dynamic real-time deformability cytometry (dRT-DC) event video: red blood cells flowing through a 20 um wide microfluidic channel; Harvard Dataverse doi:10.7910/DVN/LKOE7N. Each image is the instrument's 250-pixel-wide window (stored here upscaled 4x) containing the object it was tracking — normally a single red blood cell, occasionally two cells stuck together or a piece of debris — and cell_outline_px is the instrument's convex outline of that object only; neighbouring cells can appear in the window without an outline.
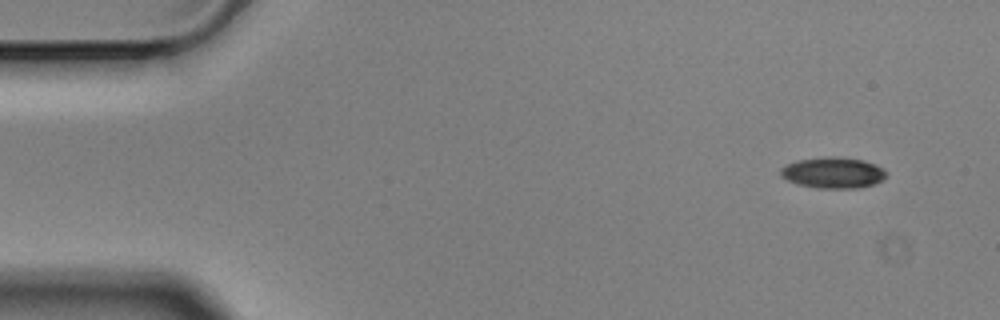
{"species": "Egyptian fruit bat (a non-hibernating species)", "species_latin": "Rousettus aegyptiacus", "temperature_condition": "cold", "stored_images_in_passage": 9, "camera_frame_rate_fps": 3000, "um_per_image_px": 0.085, "animal": {"sex": "male"}, "frame": {"image": 1, "passage_image": 1, "time_ms": 0.0, "image_size_px": [1000, 320], "cell_outline_px": [[888, 172], [884, 180], [860, 188], [816, 188], [796, 184], [780, 176], [780, 168], [796, 160], [828, 156], [836, 156], [864, 160], [876, 164], [884, 168]], "centroid_in_image_um": [70.83, 14.67], "position_along_channel_um": 14.2, "area_um2": 19.42}}
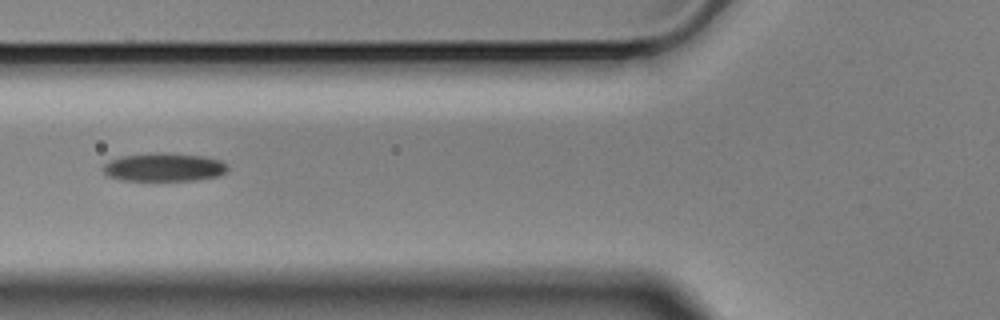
{"frame": {"image": 2, "passage_image": 6, "time_ms": 1.667, "image_size_px": [1000, 320], "cell_outline_px": [[228, 168], [220, 176], [196, 180], [120, 180], [108, 176], [104, 172], [104, 164], [120, 156], [156, 152], [200, 156], [220, 160], [228, 164]], "centroid_in_image_um": [13.95, 14.22], "position_along_channel_um": 111.9, "area_um2": 20.4}}
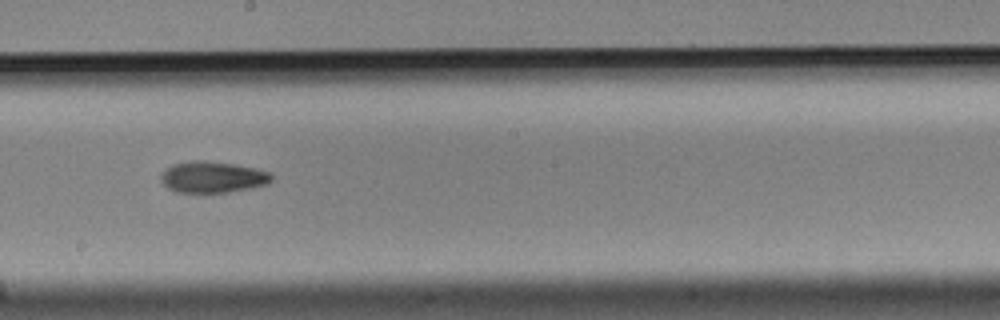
{"frame": {"image": 3, "passage_image": 9, "time_ms": 2.667, "image_size_px": [1000, 320], "cell_outline_px": [[272, 180], [268, 184], [252, 188], [228, 192], [176, 192], [168, 188], [160, 180], [160, 176], [164, 168], [172, 164], [192, 160], [204, 160], [232, 164], [256, 168], [268, 172], [272, 176]], "centroid_in_image_um": [18.04, 15.04], "position_along_channel_um": 230.2, "area_um2": 20.29}}